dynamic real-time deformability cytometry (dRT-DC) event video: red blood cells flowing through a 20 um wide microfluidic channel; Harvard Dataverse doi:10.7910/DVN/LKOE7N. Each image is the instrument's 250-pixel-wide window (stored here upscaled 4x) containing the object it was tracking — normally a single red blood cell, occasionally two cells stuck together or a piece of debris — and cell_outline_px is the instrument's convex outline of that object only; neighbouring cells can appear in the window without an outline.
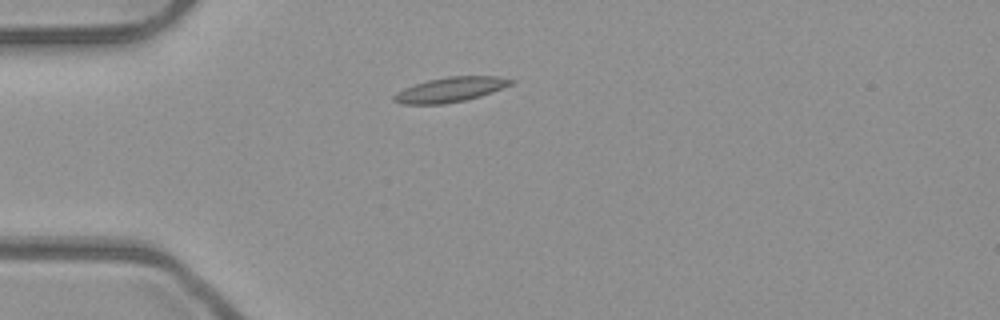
{"species": "common noctule bat (a hibernating species)", "species_latin": "Nyctalus noctula", "temperature_condition": "room temperature", "stored_images_in_passage": 3, "camera_frame_rate_fps": 3000, "um_per_image_px": 0.085, "animal": {"sex": "male", "body_mass_g": 23.1, "forearm_length_mm": 52.7}, "frame": {"image": 1, "passage_image": 3, "time_ms": 0.667, "image_size_px": [1000, 320], "cell_outline_px": [[516, 80], [512, 84], [492, 92], [480, 96], [464, 100], [444, 104], [404, 104], [392, 100], [392, 96], [396, 92], [404, 88], [428, 80], [448, 76], [500, 76]], "centroid_in_image_um": [38.29, 7.61], "position_along_channel_um": 46.7, "area_um2": 16.88}}